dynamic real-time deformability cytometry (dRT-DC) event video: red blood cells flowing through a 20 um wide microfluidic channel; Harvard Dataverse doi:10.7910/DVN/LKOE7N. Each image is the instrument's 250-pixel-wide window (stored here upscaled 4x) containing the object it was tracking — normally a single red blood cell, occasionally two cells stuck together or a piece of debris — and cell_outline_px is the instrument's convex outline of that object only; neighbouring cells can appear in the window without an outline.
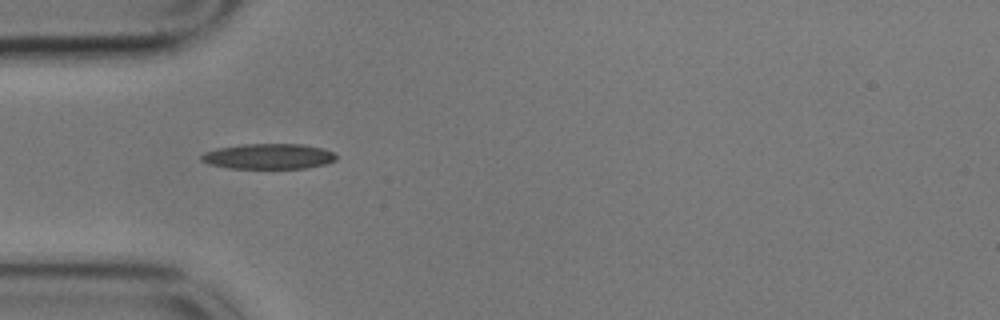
{"species": "common noctule bat (a hibernating species)", "species_latin": "Nyctalus noctula", "temperature_condition": "cold", "stored_images_in_passage": 40, "camera_frame_rate_fps": 3000, "um_per_image_px": 0.085, "animal": {"sex": "male", "body_mass_g": 17.9}, "frame": {"image": 1, "passage_image": 1, "time_ms": 0.0, "image_size_px": [1000, 320], "cell_outline_px": [[336, 160], [324, 164], [308, 168], [228, 168], [208, 164], [200, 160], [200, 156], [204, 152], [216, 148], [244, 144], [304, 144], [324, 148], [332, 152], [336, 156]], "centroid_in_image_um": [22.81, 13.28], "position_along_channel_um": 62.2, "area_um2": 20.06}}
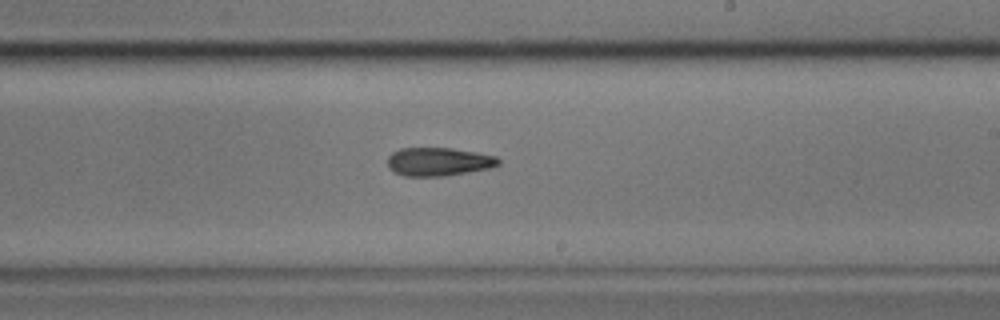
{"frame": {"image": 2, "passage_image": 17, "time_ms": 5.333, "image_size_px": [1000, 320], "cell_outline_px": [[500, 164], [492, 168], [444, 176], [404, 176], [392, 172], [388, 168], [388, 156], [392, 152], [400, 148], [452, 148], [476, 152], [496, 156], [500, 160]], "centroid_in_image_um": [37.27, 13.75], "position_along_channel_um": 251.7, "area_um2": 18.55}}
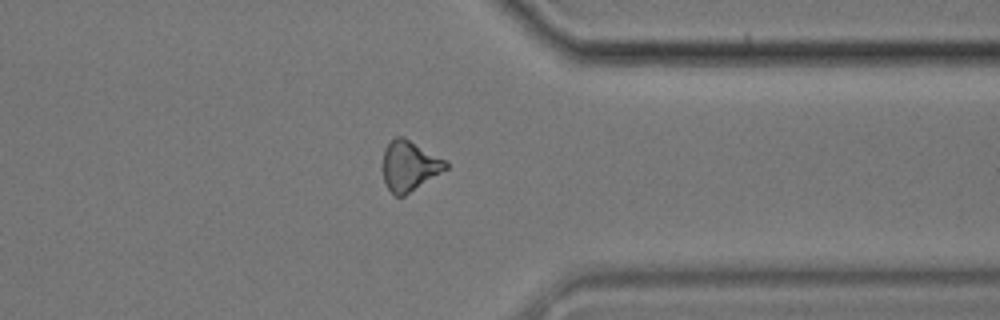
{"frame": {"image": 3, "passage_image": 28, "time_ms": 9.0, "image_size_px": [1000, 320], "cell_outline_px": [[448, 168], [404, 196], [396, 196], [388, 188], [384, 180], [384, 148], [396, 136], [404, 136], [448, 160]], "centroid_in_image_um": [34.84, 14.07], "position_along_channel_um": 376.6, "area_um2": 18.38}}